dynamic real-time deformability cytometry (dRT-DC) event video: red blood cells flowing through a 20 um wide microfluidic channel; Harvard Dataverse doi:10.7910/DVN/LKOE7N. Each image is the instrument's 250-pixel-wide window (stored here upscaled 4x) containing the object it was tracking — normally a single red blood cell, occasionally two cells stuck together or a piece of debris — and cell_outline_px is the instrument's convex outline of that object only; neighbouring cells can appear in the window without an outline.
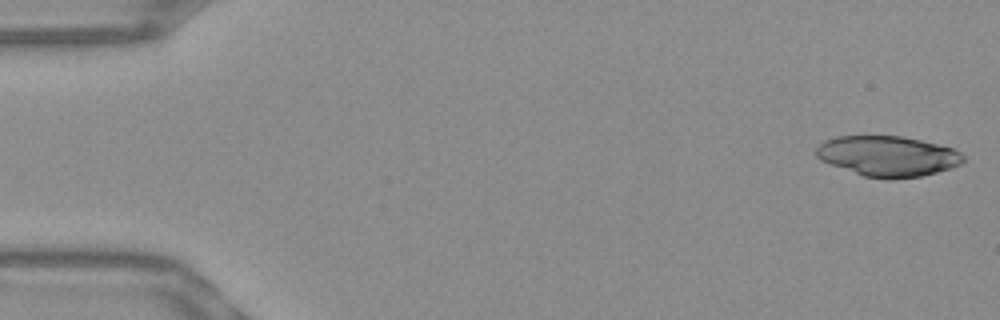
{"species": "Egyptian fruit bat (a non-hibernating species)", "species_latin": "Rousettus aegyptiacus", "temperature_condition": "warm", "stored_images_in_passage": 51, "camera_frame_rate_fps": 3000, "um_per_image_px": 0.085, "frame": {"image": 1, "passage_image": 1, "time_ms": 0.0, "image_size_px": [1000, 320], "cell_outline_px": [[964, 160], [960, 164], [952, 168], [920, 176], [864, 176], [820, 160], [816, 156], [816, 148], [824, 140], [836, 136], [900, 136], [920, 140], [952, 148], [960, 152], [964, 156]], "centroid_in_image_um": [75.45, 13.23], "position_along_channel_um": 9.6, "area_um2": 33.7}}